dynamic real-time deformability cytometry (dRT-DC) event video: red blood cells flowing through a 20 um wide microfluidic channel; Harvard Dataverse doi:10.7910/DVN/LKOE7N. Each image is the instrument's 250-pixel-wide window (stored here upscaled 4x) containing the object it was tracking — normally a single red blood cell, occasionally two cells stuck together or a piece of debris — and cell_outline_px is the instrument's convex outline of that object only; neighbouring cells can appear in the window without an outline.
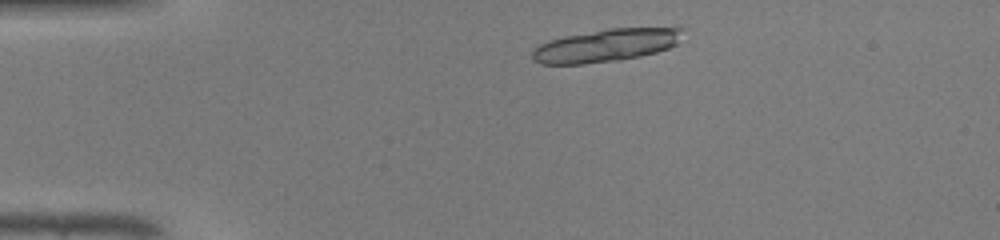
{"species": "common noctule bat (a hibernating species)", "species_latin": "Nyctalus noctula", "temperature_condition": "warm", "stored_images_in_passage": 12, "camera_frame_rate_fps": 3000, "um_per_image_px": 0.085, "animal": {"sex": "male", "body_mass_g": 19.0, "forearm_length_mm": 50.8}, "frame": {"image": 1, "passage_image": 4, "time_ms": 1.0, "image_size_px": [1000, 240], "cell_outline_px": [[688, 28], [676, 44], [668, 48], [656, 52], [640, 56], [620, 60], [584, 64], [540, 64], [532, 60], [532, 52], [540, 44], [548, 40], [564, 36], [608, 28]], "centroid_in_image_um": [51.51, 3.86], "position_along_channel_um": 33.5, "area_um2": 28.84}}